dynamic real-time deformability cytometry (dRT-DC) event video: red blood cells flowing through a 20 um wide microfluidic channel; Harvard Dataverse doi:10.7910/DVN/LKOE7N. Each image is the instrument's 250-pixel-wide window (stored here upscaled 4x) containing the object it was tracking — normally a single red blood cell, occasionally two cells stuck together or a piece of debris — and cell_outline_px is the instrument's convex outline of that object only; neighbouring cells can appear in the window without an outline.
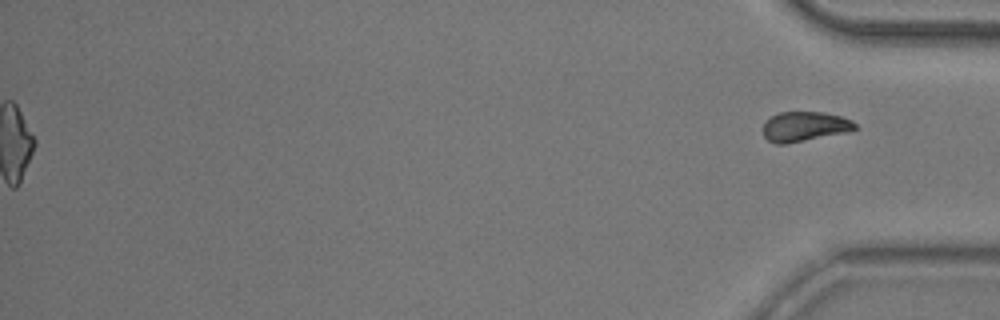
{"species": "common noctule bat (a hibernating species)", "species_latin": "Nyctalus noctula", "temperature_condition": "room temperature", "stored_images_in_passage": 51, "segment_of_instrument_passage": [2, 2], "camera_frame_rate_fps": 3000, "um_per_image_px": 0.085, "animal": {"sex": "male", "body_mass_g": 20.5, "forearm_length_mm": 52.5}, "frame": {"image": 1, "passage_image": 51, "time_ms": 16.667, "image_size_px": [1000, 320], "cell_outline_px": [[856, 128], [852, 132], [788, 144], [776, 144], [768, 140], [764, 136], [764, 120], [768, 116], [780, 112], [824, 112], [840, 116], [852, 120], [856, 124]], "centroid_in_image_um": [68.4, 10.76], "position_along_channel_um": 366.8, "area_um2": 16.42}}